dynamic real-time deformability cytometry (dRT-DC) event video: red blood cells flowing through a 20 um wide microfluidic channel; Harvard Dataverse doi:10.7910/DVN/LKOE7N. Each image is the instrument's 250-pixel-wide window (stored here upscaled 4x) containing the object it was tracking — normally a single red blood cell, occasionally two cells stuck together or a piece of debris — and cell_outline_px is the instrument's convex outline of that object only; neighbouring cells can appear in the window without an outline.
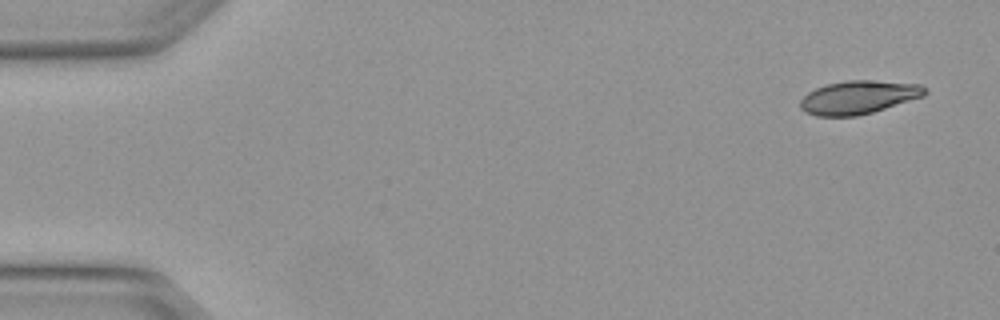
{"species": "Egyptian fruit bat (a non-hibernating species)", "species_latin": "Rousettus aegyptiacus", "temperature_condition": "warm", "stored_images_in_passage": 4, "camera_frame_rate_fps": 3000, "um_per_image_px": 0.085, "animal": {"sex": "female"}, "frame": {"image": 1, "passage_image": 1, "time_ms": 0.0, "image_size_px": [1000, 320], "cell_outline_px": [[928, 92], [924, 96], [872, 112], [856, 116], [816, 116], [804, 112], [800, 108], [800, 100], [808, 92], [816, 88], [828, 84], [848, 80], [876, 80], [920, 84]], "centroid_in_image_um": [72.96, 8.27], "position_along_channel_um": 12.0, "area_um2": 24.16}}
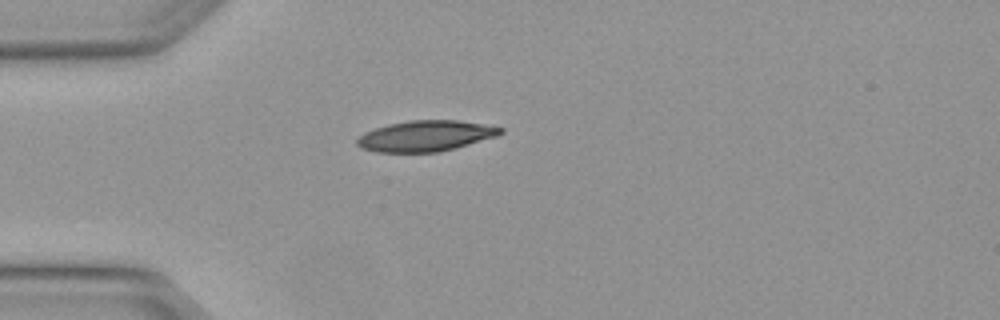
{"frame": {"image": 2, "passage_image": 4, "time_ms": 1.0, "image_size_px": [1000, 320], "cell_outline_px": [[504, 132], [496, 136], [456, 148], [440, 152], [376, 152], [360, 148], [356, 144], [356, 140], [364, 132], [388, 124], [408, 120], [456, 120], [504, 128]], "centroid_in_image_um": [36.14, 11.56], "position_along_channel_um": 48.9, "area_um2": 25.66}}